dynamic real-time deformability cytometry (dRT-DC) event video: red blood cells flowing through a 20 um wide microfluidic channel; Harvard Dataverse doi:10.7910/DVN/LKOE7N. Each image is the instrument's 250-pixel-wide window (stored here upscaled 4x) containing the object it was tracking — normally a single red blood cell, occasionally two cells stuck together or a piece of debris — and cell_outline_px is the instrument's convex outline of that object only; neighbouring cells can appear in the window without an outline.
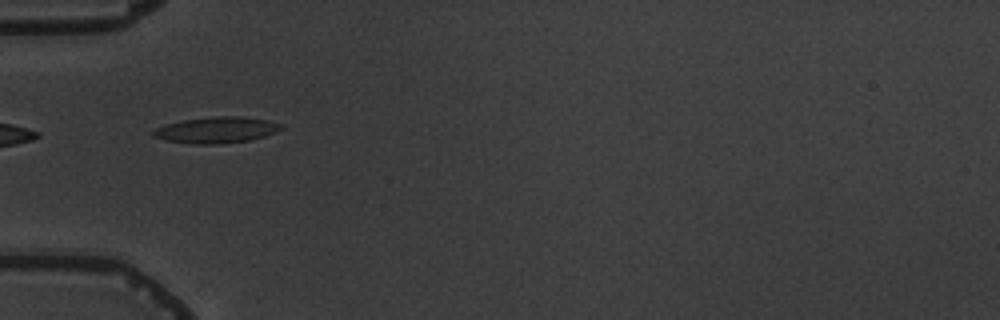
{"species": "common noctule bat (a hibernating species)", "species_latin": "Nyctalus noctula", "temperature_condition": "warm", "stored_images_in_passage": 7, "camera_frame_rate_fps": 3000, "um_per_image_px": 0.085, "animal": {"sex": "male", "body_mass_g": 19.5, "forearm_length_mm": 54.6}, "frame": {"image": 1, "passage_image": 2, "time_ms": 1.333, "image_size_px": [1000, 320], "cell_outline_px": [[284, 128], [276, 132], [264, 136], [248, 140], [220, 144], [192, 144], [168, 140], [152, 136], [152, 132], [156, 128], [168, 124], [184, 120], [216, 116], [240, 116], [268, 120], [280, 124]], "centroid_in_image_um": [18.42, 11.05], "position_along_channel_um": 66.6, "area_um2": 19.25}}
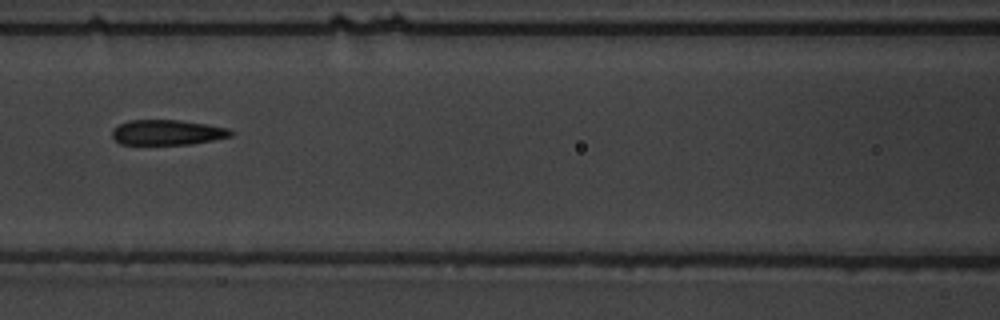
{"frame": {"image": 2, "passage_image": 4, "time_ms": 3.667, "image_size_px": [1000, 320], "cell_outline_px": [[232, 136], [192, 144], [120, 144], [112, 136], [112, 132], [120, 124], [128, 120], [180, 120], [228, 128], [232, 132]], "centroid_in_image_um": [14.22, 11.25], "position_along_channel_um": 152.4, "area_um2": 17.17}}
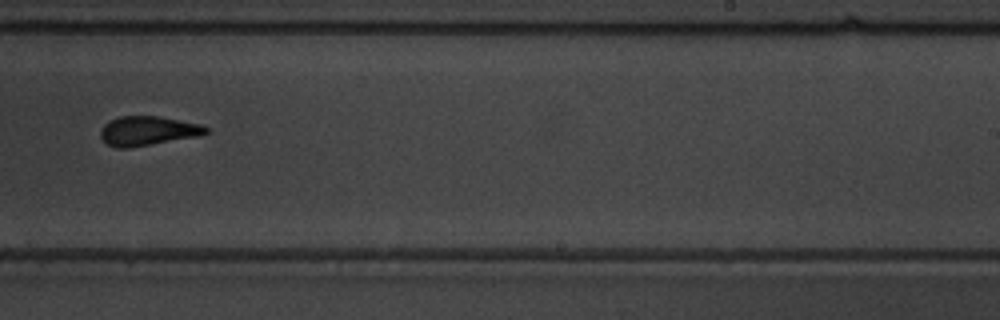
{"frame": {"image": 3, "passage_image": 7, "time_ms": 7.0, "image_size_px": [1000, 320], "cell_outline_px": [[208, 132], [200, 136], [128, 148], [116, 148], [108, 144], [100, 136], [100, 128], [104, 124], [120, 116], [156, 116], [200, 124], [208, 128]], "centroid_in_image_um": [12.55, 11.13], "position_along_channel_um": 276.5, "area_um2": 17.86}}